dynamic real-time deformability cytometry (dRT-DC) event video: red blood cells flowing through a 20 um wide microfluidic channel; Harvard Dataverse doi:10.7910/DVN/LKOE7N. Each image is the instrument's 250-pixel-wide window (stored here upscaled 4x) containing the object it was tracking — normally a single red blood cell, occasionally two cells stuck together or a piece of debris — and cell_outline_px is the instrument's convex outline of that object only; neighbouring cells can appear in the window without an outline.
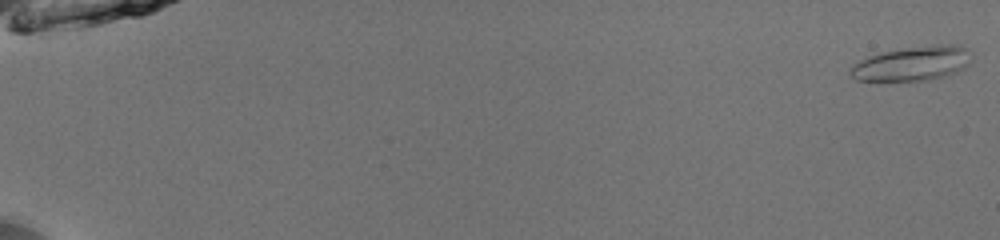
{"species": "common noctule bat (a hibernating species)", "species_latin": "Nyctalus noctula", "temperature_condition": "room temperature", "stored_images_in_passage": 52, "camera_frame_rate_fps": 3000, "um_per_image_px": 0.085, "animal": {"sex": "male", "body_mass_g": 13.0, "forearm_length_mm": 53.1}, "frame": {"image": 1, "passage_image": 1, "time_ms": 0.0, "image_size_px": [1000, 240], "cell_outline_px": [[972, 52], [968, 64], [964, 68], [948, 76], [928, 80], [880, 84], [856, 80], [848, 76], [848, 72], [852, 64], [868, 56], [884, 52], [904, 48], [936, 44], [956, 44], [968, 48]], "centroid_in_image_um": [77.48, 5.45], "position_along_channel_um": 7.5, "area_um2": 25.55}}
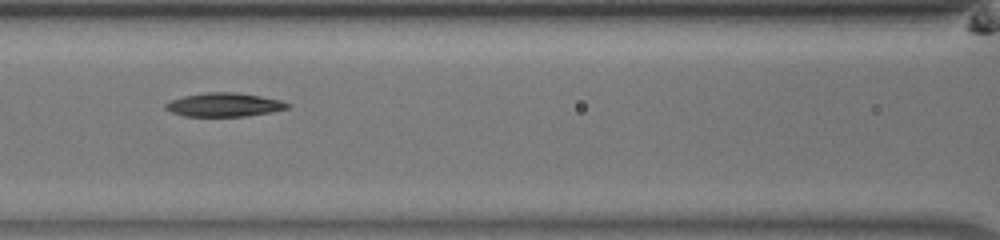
{"frame": {"image": 2, "passage_image": 26, "time_ms": 8.333, "image_size_px": [1000, 240], "cell_outline_px": [[292, 104], [288, 108], [272, 112], [248, 116], [184, 116], [172, 112], [164, 108], [164, 104], [172, 100], [184, 96], [204, 92], [236, 92], [260, 96], [280, 100]], "centroid_in_image_um": [19.07, 8.9], "position_along_channel_um": 147.5, "area_um2": 16.88}}
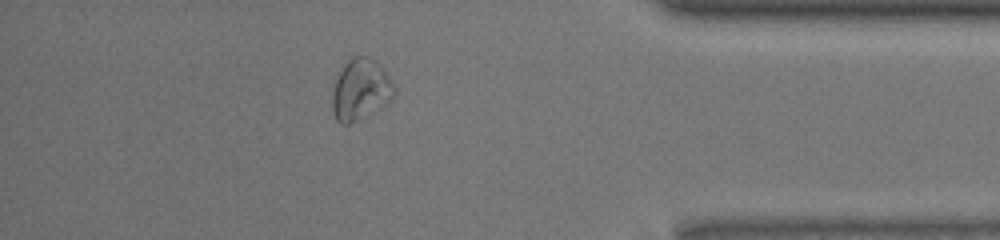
{"frame": {"image": 3, "passage_image": 47, "time_ms": 15.333, "image_size_px": [1000, 240], "cell_outline_px": [[396, 92], [392, 100], [384, 108], [368, 116], [348, 124], [340, 124], [336, 120], [332, 112], [332, 92], [336, 80], [344, 64], [352, 56], [364, 56], [380, 64], [396, 88]], "centroid_in_image_um": [30.67, 7.67], "position_along_channel_um": 404.5, "area_um2": 22.43}, "authors_computed_cell_mechanics": {"area_um2": 18.2359, "velocity_mm_per_s": 4.0002, "shape_relaxation_time_tau1_ms": 4.0652, "shape_relaxation_time_tau2_ms": null, "deformation_change_tau1": 0.1166, "deformation_change_tau2": null}}